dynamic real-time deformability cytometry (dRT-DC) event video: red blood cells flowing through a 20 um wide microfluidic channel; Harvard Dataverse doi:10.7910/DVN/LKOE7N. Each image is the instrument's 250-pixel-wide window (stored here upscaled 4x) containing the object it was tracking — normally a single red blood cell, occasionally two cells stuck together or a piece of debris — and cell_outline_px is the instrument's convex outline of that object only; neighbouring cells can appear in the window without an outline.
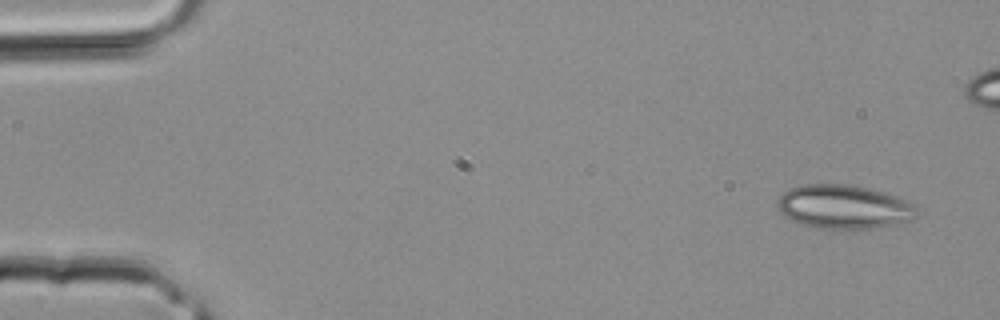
{"species": "common noctule bat (a hibernating species)", "species_latin": "Nyctalus noctula", "temperature_condition": "room temperature", "stored_images_in_passage": 5, "camera_frame_rate_fps": 3000, "um_per_image_px": 0.085, "animal": {"sex": "male", "body_mass_g": 20.4}, "frame": {"image": 1, "passage_image": 5, "time_ms": 1.333, "image_size_px": [1000, 320], "cell_outline_px": [[916, 216], [912, 220], [896, 228], [820, 228], [804, 224], [792, 220], [784, 216], [780, 212], [776, 204], [780, 196], [788, 188], [800, 184], [844, 184], [868, 188], [884, 192], [908, 200], [916, 208]], "centroid_in_image_um": [71.78, 17.59], "position_along_channel_um": 13.2, "area_um2": 36.07}}